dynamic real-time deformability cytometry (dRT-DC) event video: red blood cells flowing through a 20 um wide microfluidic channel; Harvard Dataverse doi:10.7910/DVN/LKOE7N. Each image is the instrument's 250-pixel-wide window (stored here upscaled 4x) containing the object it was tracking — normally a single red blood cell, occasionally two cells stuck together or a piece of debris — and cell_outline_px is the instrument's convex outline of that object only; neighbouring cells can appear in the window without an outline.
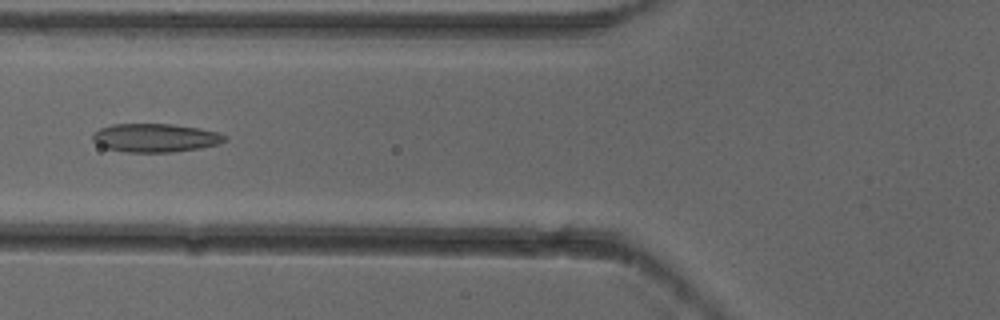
{"species": "common noctule bat (a hibernating species)", "species_latin": "Nyctalus noctula", "temperature_condition": "cold", "stored_images_in_passage": 6, "camera_frame_rate_fps": 3000, "um_per_image_px": 0.085, "animal": {"sex": "female"}, "frame": {"image": 1, "passage_image": 5, "time_ms": 1.333, "image_size_px": [1000, 320], "cell_outline_px": [[228, 140], [220, 144], [200, 148], [172, 152], [124, 152], [108, 148], [96, 144], [92, 140], [92, 132], [100, 128], [112, 124], [172, 124], [200, 128], [216, 132], [228, 136]], "centroid_in_image_um": [13.21, 11.71], "position_along_channel_um": 112.6, "area_um2": 22.14}}
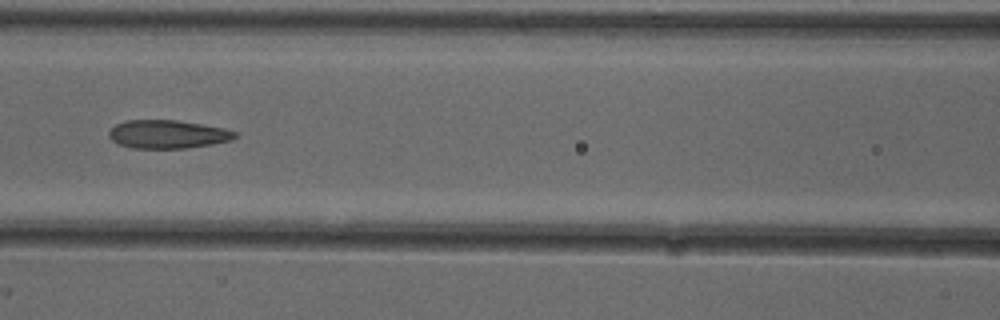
{"frame": {"image": 2, "passage_image": 6, "time_ms": 1.667, "image_size_px": [1000, 320], "cell_outline_px": [[240, 136], [232, 140], [212, 144], [184, 148], [132, 148], [120, 144], [112, 140], [108, 136], [108, 132], [116, 124], [124, 120], [176, 120], [224, 128], [236, 132]], "centroid_in_image_um": [14.26, 11.41], "position_along_channel_um": 152.3, "area_um2": 20.81}}